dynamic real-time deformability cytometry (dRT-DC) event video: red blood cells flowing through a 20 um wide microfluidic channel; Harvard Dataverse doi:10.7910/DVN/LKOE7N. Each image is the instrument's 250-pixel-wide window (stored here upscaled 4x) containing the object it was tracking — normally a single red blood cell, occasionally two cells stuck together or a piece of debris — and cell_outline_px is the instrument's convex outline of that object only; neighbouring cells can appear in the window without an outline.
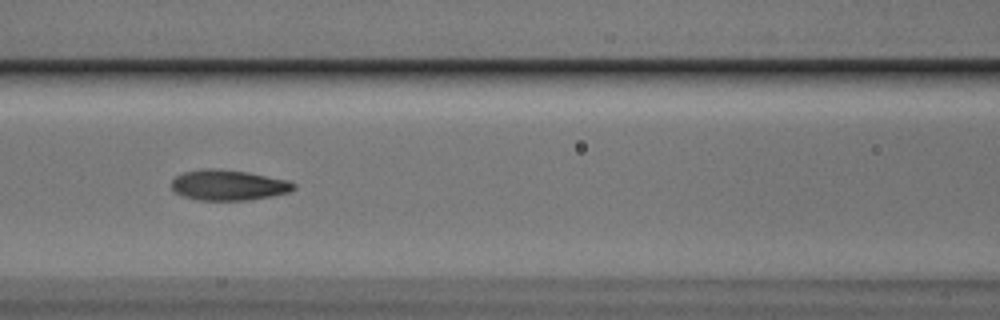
{"species": "Egyptian fruit bat (a non-hibernating species)", "species_latin": "Rousettus aegyptiacus", "temperature_condition": "cold", "stored_images_in_passage": 15, "camera_frame_rate_fps": 3000, "um_per_image_px": 0.085, "animal": {"sex": "male"}, "frame": {"image": 1, "passage_image": 13, "time_ms": 4.0, "image_size_px": [1000, 320], "cell_outline_px": [[296, 188], [288, 192], [272, 196], [248, 200], [196, 200], [184, 196], [176, 192], [172, 188], [172, 180], [176, 176], [184, 172], [204, 168], [212, 168], [248, 172], [288, 180], [296, 184]], "centroid_in_image_um": [19.43, 15.73], "position_along_channel_um": 147.2, "area_um2": 21.68}}